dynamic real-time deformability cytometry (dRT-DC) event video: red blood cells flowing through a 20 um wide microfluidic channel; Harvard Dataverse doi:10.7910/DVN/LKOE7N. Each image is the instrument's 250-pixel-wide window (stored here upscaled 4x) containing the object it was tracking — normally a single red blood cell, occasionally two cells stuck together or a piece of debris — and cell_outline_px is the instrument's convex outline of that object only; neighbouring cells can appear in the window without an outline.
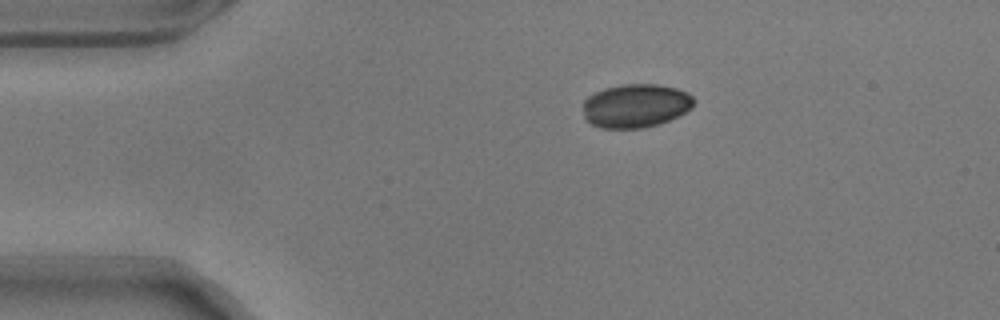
{"species": "common noctule bat (a hibernating species)", "species_latin": "Nyctalus noctula", "temperature_condition": "warm", "stored_images_in_passage": 14, "camera_frame_rate_fps": 3000, "um_per_image_px": 0.085, "animal": {"sex": "male", "body_mass_g": 17.9}, "frame": {"image": 1, "passage_image": 1, "time_ms": 0.0, "image_size_px": [1000, 320], "cell_outline_px": [[696, 100], [692, 108], [660, 124], [644, 128], [600, 128], [592, 124], [584, 116], [584, 100], [588, 96], [604, 88], [620, 84], [656, 84], [676, 88], [688, 92]], "centroid_in_image_um": [54.05, 8.98], "position_along_channel_um": 31.0, "area_um2": 28.26}}
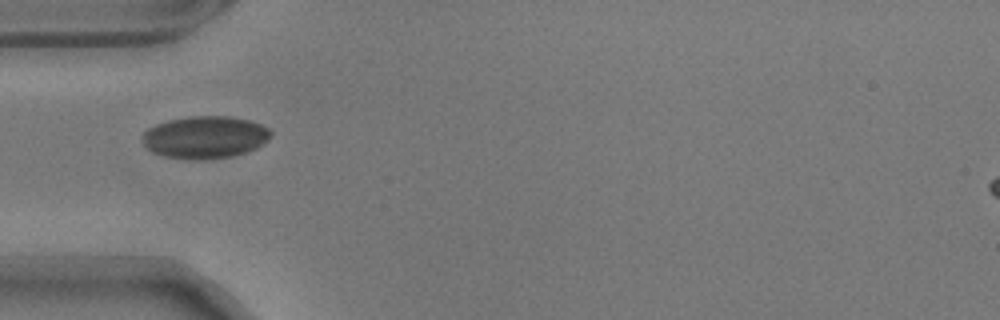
{"frame": {"image": 2, "passage_image": 8, "time_ms": 2.333, "image_size_px": [1000, 320], "cell_outline_px": [[272, 132], [268, 140], [256, 148], [248, 152], [232, 156], [200, 160], [196, 160], [164, 156], [152, 152], [144, 148], [140, 140], [140, 136], [148, 128], [156, 124], [168, 120], [188, 116], [228, 116], [248, 120], [260, 124], [268, 128]], "centroid_in_image_um": [17.37, 11.67], "position_along_channel_um": 67.6, "area_um2": 32.02}}
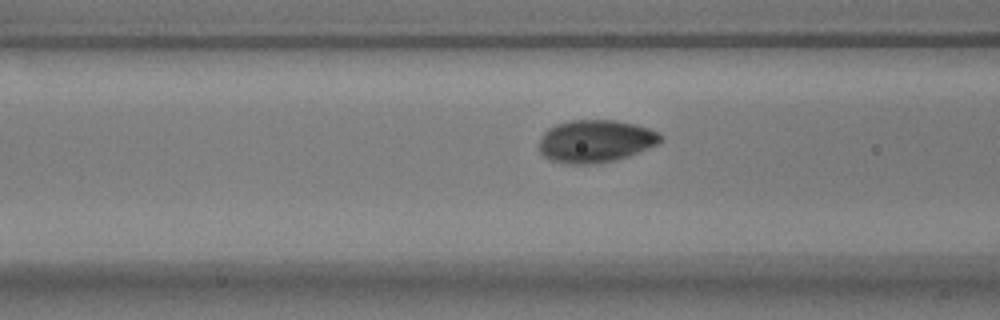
{"frame": {"image": 3, "passage_image": 12, "time_ms": 3.667, "image_size_px": [1000, 320], "cell_outline_px": [[664, 136], [660, 144], [628, 156], [616, 160], [588, 164], [568, 164], [548, 160], [540, 152], [540, 140], [544, 132], [548, 128], [556, 124], [572, 120], [616, 120], [636, 124], [648, 128]], "centroid_in_image_um": [50.63, 12.0], "position_along_channel_um": 116.0, "area_um2": 30.29}}